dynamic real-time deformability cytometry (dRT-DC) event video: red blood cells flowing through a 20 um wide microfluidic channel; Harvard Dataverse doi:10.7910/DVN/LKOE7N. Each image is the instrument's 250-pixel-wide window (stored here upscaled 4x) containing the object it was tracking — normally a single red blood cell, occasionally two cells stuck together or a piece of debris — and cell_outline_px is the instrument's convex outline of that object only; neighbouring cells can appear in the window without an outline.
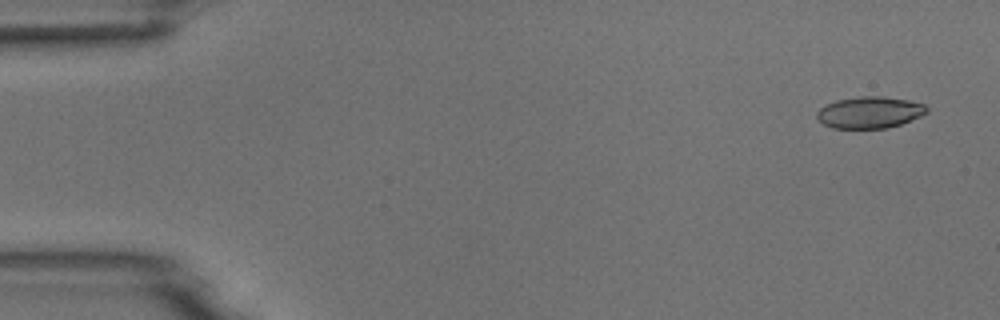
{"species": "common noctule bat (a hibernating species)", "species_latin": "Nyctalus noctula", "temperature_condition": "room temperature", "stored_images_in_passage": 9, "camera_frame_rate_fps": 3000, "um_per_image_px": 0.085, "animal": {"sex": "male", "body_mass_g": 18.8}, "frame": {"image": 1, "passage_image": 1, "time_ms": 0.0, "image_size_px": [1000, 320], "cell_outline_px": [[928, 112], [920, 116], [900, 124], [888, 128], [832, 128], [824, 124], [816, 116], [816, 112], [820, 108], [836, 100], [860, 96], [884, 96], [908, 100], [924, 104], [928, 108]], "centroid_in_image_um": [73.93, 9.55], "position_along_channel_um": 11.1, "area_um2": 20.17}}